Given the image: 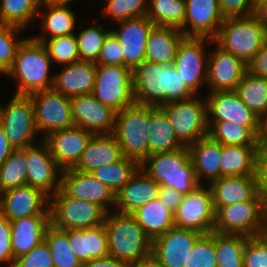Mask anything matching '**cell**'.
<instances>
[{"label": "cell", "mask_w": 267, "mask_h": 267, "mask_svg": "<svg viewBox=\"0 0 267 267\" xmlns=\"http://www.w3.org/2000/svg\"><path fill=\"white\" fill-rule=\"evenodd\" d=\"M249 237L215 232L217 267H244L243 252Z\"/></svg>", "instance_id": "obj_42"}, {"label": "cell", "mask_w": 267, "mask_h": 267, "mask_svg": "<svg viewBox=\"0 0 267 267\" xmlns=\"http://www.w3.org/2000/svg\"><path fill=\"white\" fill-rule=\"evenodd\" d=\"M209 187L215 211L222 206L252 200L261 192L257 176L221 177Z\"/></svg>", "instance_id": "obj_25"}, {"label": "cell", "mask_w": 267, "mask_h": 267, "mask_svg": "<svg viewBox=\"0 0 267 267\" xmlns=\"http://www.w3.org/2000/svg\"><path fill=\"white\" fill-rule=\"evenodd\" d=\"M128 267H162V266L157 262V260L152 255H150L144 259L129 264Z\"/></svg>", "instance_id": "obj_62"}, {"label": "cell", "mask_w": 267, "mask_h": 267, "mask_svg": "<svg viewBox=\"0 0 267 267\" xmlns=\"http://www.w3.org/2000/svg\"><path fill=\"white\" fill-rule=\"evenodd\" d=\"M256 176L262 193L267 194V147H258Z\"/></svg>", "instance_id": "obj_55"}, {"label": "cell", "mask_w": 267, "mask_h": 267, "mask_svg": "<svg viewBox=\"0 0 267 267\" xmlns=\"http://www.w3.org/2000/svg\"><path fill=\"white\" fill-rule=\"evenodd\" d=\"M266 41L267 29L254 15L224 19L213 38L215 45L234 54L247 65Z\"/></svg>", "instance_id": "obj_5"}, {"label": "cell", "mask_w": 267, "mask_h": 267, "mask_svg": "<svg viewBox=\"0 0 267 267\" xmlns=\"http://www.w3.org/2000/svg\"><path fill=\"white\" fill-rule=\"evenodd\" d=\"M40 0H0V23L26 29L38 17Z\"/></svg>", "instance_id": "obj_41"}, {"label": "cell", "mask_w": 267, "mask_h": 267, "mask_svg": "<svg viewBox=\"0 0 267 267\" xmlns=\"http://www.w3.org/2000/svg\"><path fill=\"white\" fill-rule=\"evenodd\" d=\"M158 198L173 214L181 203L183 194L175 189L160 186L158 191Z\"/></svg>", "instance_id": "obj_56"}, {"label": "cell", "mask_w": 267, "mask_h": 267, "mask_svg": "<svg viewBox=\"0 0 267 267\" xmlns=\"http://www.w3.org/2000/svg\"><path fill=\"white\" fill-rule=\"evenodd\" d=\"M91 94L116 112L135 104L133 70L123 65H96Z\"/></svg>", "instance_id": "obj_9"}, {"label": "cell", "mask_w": 267, "mask_h": 267, "mask_svg": "<svg viewBox=\"0 0 267 267\" xmlns=\"http://www.w3.org/2000/svg\"><path fill=\"white\" fill-rule=\"evenodd\" d=\"M27 168L25 148L13 150L0 165V193L27 185Z\"/></svg>", "instance_id": "obj_44"}, {"label": "cell", "mask_w": 267, "mask_h": 267, "mask_svg": "<svg viewBox=\"0 0 267 267\" xmlns=\"http://www.w3.org/2000/svg\"><path fill=\"white\" fill-rule=\"evenodd\" d=\"M174 215V226L210 234L214 230L215 210L212 192L204 184L194 191L184 194Z\"/></svg>", "instance_id": "obj_13"}, {"label": "cell", "mask_w": 267, "mask_h": 267, "mask_svg": "<svg viewBox=\"0 0 267 267\" xmlns=\"http://www.w3.org/2000/svg\"><path fill=\"white\" fill-rule=\"evenodd\" d=\"M186 16L179 29L185 37L213 39L224 21L218 0H185Z\"/></svg>", "instance_id": "obj_24"}, {"label": "cell", "mask_w": 267, "mask_h": 267, "mask_svg": "<svg viewBox=\"0 0 267 267\" xmlns=\"http://www.w3.org/2000/svg\"><path fill=\"white\" fill-rule=\"evenodd\" d=\"M10 222L14 259L40 245L44 241L46 229L51 224L50 215L28 216Z\"/></svg>", "instance_id": "obj_28"}, {"label": "cell", "mask_w": 267, "mask_h": 267, "mask_svg": "<svg viewBox=\"0 0 267 267\" xmlns=\"http://www.w3.org/2000/svg\"><path fill=\"white\" fill-rule=\"evenodd\" d=\"M247 66L252 74L267 78V41Z\"/></svg>", "instance_id": "obj_57"}, {"label": "cell", "mask_w": 267, "mask_h": 267, "mask_svg": "<svg viewBox=\"0 0 267 267\" xmlns=\"http://www.w3.org/2000/svg\"><path fill=\"white\" fill-rule=\"evenodd\" d=\"M44 241L49 246L54 267H82V262L75 256L68 241V230L48 226Z\"/></svg>", "instance_id": "obj_43"}, {"label": "cell", "mask_w": 267, "mask_h": 267, "mask_svg": "<svg viewBox=\"0 0 267 267\" xmlns=\"http://www.w3.org/2000/svg\"><path fill=\"white\" fill-rule=\"evenodd\" d=\"M208 136L222 145L258 146V137L245 126L229 121H207Z\"/></svg>", "instance_id": "obj_39"}, {"label": "cell", "mask_w": 267, "mask_h": 267, "mask_svg": "<svg viewBox=\"0 0 267 267\" xmlns=\"http://www.w3.org/2000/svg\"><path fill=\"white\" fill-rule=\"evenodd\" d=\"M243 264L244 267H267V247L257 237L246 240Z\"/></svg>", "instance_id": "obj_51"}, {"label": "cell", "mask_w": 267, "mask_h": 267, "mask_svg": "<svg viewBox=\"0 0 267 267\" xmlns=\"http://www.w3.org/2000/svg\"><path fill=\"white\" fill-rule=\"evenodd\" d=\"M14 260L11 249V222L0 214V267L1 263L12 267Z\"/></svg>", "instance_id": "obj_53"}, {"label": "cell", "mask_w": 267, "mask_h": 267, "mask_svg": "<svg viewBox=\"0 0 267 267\" xmlns=\"http://www.w3.org/2000/svg\"><path fill=\"white\" fill-rule=\"evenodd\" d=\"M149 155L158 152H171L184 145L175 135L174 128L166 114L158 107L149 106Z\"/></svg>", "instance_id": "obj_34"}, {"label": "cell", "mask_w": 267, "mask_h": 267, "mask_svg": "<svg viewBox=\"0 0 267 267\" xmlns=\"http://www.w3.org/2000/svg\"><path fill=\"white\" fill-rule=\"evenodd\" d=\"M52 63L69 65L80 61L75 33L58 36L42 42Z\"/></svg>", "instance_id": "obj_46"}, {"label": "cell", "mask_w": 267, "mask_h": 267, "mask_svg": "<svg viewBox=\"0 0 267 267\" xmlns=\"http://www.w3.org/2000/svg\"><path fill=\"white\" fill-rule=\"evenodd\" d=\"M108 212L104 220L109 256L128 265L152 253V240L132 214Z\"/></svg>", "instance_id": "obj_3"}, {"label": "cell", "mask_w": 267, "mask_h": 267, "mask_svg": "<svg viewBox=\"0 0 267 267\" xmlns=\"http://www.w3.org/2000/svg\"><path fill=\"white\" fill-rule=\"evenodd\" d=\"M97 20H94V24L85 27L75 35L80 61L96 63L100 56L101 48L104 40L110 33V30H105L103 25H99Z\"/></svg>", "instance_id": "obj_45"}, {"label": "cell", "mask_w": 267, "mask_h": 267, "mask_svg": "<svg viewBox=\"0 0 267 267\" xmlns=\"http://www.w3.org/2000/svg\"><path fill=\"white\" fill-rule=\"evenodd\" d=\"M50 221L62 230L104 224L107 212L98 204L67 195L61 188L49 198Z\"/></svg>", "instance_id": "obj_8"}, {"label": "cell", "mask_w": 267, "mask_h": 267, "mask_svg": "<svg viewBox=\"0 0 267 267\" xmlns=\"http://www.w3.org/2000/svg\"><path fill=\"white\" fill-rule=\"evenodd\" d=\"M12 267H54L49 246L43 241L28 253L16 258Z\"/></svg>", "instance_id": "obj_50"}, {"label": "cell", "mask_w": 267, "mask_h": 267, "mask_svg": "<svg viewBox=\"0 0 267 267\" xmlns=\"http://www.w3.org/2000/svg\"><path fill=\"white\" fill-rule=\"evenodd\" d=\"M137 104L160 107L173 101L187 100L195 94L178 75L173 64L143 61L133 70Z\"/></svg>", "instance_id": "obj_1"}, {"label": "cell", "mask_w": 267, "mask_h": 267, "mask_svg": "<svg viewBox=\"0 0 267 267\" xmlns=\"http://www.w3.org/2000/svg\"><path fill=\"white\" fill-rule=\"evenodd\" d=\"M27 185L41 190L49 198L61 188L62 169L52 157L48 145L39 141L25 148Z\"/></svg>", "instance_id": "obj_15"}, {"label": "cell", "mask_w": 267, "mask_h": 267, "mask_svg": "<svg viewBox=\"0 0 267 267\" xmlns=\"http://www.w3.org/2000/svg\"><path fill=\"white\" fill-rule=\"evenodd\" d=\"M41 6L43 9L45 8L44 12L41 10ZM37 15L42 17V28L45 33L42 30V34L32 37L34 40L42 43L44 40L53 37L74 34L76 14L71 7L41 4ZM45 34L49 36H45Z\"/></svg>", "instance_id": "obj_35"}, {"label": "cell", "mask_w": 267, "mask_h": 267, "mask_svg": "<svg viewBox=\"0 0 267 267\" xmlns=\"http://www.w3.org/2000/svg\"><path fill=\"white\" fill-rule=\"evenodd\" d=\"M13 150V147L10 145L2 126L0 125V165H2Z\"/></svg>", "instance_id": "obj_59"}, {"label": "cell", "mask_w": 267, "mask_h": 267, "mask_svg": "<svg viewBox=\"0 0 267 267\" xmlns=\"http://www.w3.org/2000/svg\"><path fill=\"white\" fill-rule=\"evenodd\" d=\"M258 147H267V114L260 119Z\"/></svg>", "instance_id": "obj_61"}, {"label": "cell", "mask_w": 267, "mask_h": 267, "mask_svg": "<svg viewBox=\"0 0 267 267\" xmlns=\"http://www.w3.org/2000/svg\"><path fill=\"white\" fill-rule=\"evenodd\" d=\"M187 267H217L214 231L196 240L188 253Z\"/></svg>", "instance_id": "obj_49"}, {"label": "cell", "mask_w": 267, "mask_h": 267, "mask_svg": "<svg viewBox=\"0 0 267 267\" xmlns=\"http://www.w3.org/2000/svg\"><path fill=\"white\" fill-rule=\"evenodd\" d=\"M124 157L113 134L93 135L74 170L90 173L94 169L116 163Z\"/></svg>", "instance_id": "obj_29"}, {"label": "cell", "mask_w": 267, "mask_h": 267, "mask_svg": "<svg viewBox=\"0 0 267 267\" xmlns=\"http://www.w3.org/2000/svg\"><path fill=\"white\" fill-rule=\"evenodd\" d=\"M191 161L195 169L198 182L203 184V179L211 183L220 179V158L222 144L205 136L188 146Z\"/></svg>", "instance_id": "obj_31"}, {"label": "cell", "mask_w": 267, "mask_h": 267, "mask_svg": "<svg viewBox=\"0 0 267 267\" xmlns=\"http://www.w3.org/2000/svg\"><path fill=\"white\" fill-rule=\"evenodd\" d=\"M132 215L153 241L174 226V215L157 197L138 208Z\"/></svg>", "instance_id": "obj_36"}, {"label": "cell", "mask_w": 267, "mask_h": 267, "mask_svg": "<svg viewBox=\"0 0 267 267\" xmlns=\"http://www.w3.org/2000/svg\"><path fill=\"white\" fill-rule=\"evenodd\" d=\"M96 76V63L79 61L65 65L54 74L53 89L65 97L72 98L91 94Z\"/></svg>", "instance_id": "obj_27"}, {"label": "cell", "mask_w": 267, "mask_h": 267, "mask_svg": "<svg viewBox=\"0 0 267 267\" xmlns=\"http://www.w3.org/2000/svg\"><path fill=\"white\" fill-rule=\"evenodd\" d=\"M119 41L110 32L104 40L96 65H123V53Z\"/></svg>", "instance_id": "obj_52"}, {"label": "cell", "mask_w": 267, "mask_h": 267, "mask_svg": "<svg viewBox=\"0 0 267 267\" xmlns=\"http://www.w3.org/2000/svg\"><path fill=\"white\" fill-rule=\"evenodd\" d=\"M103 17L110 16L114 22L125 21L131 18L143 17L147 15L148 0H107ZM103 13V14H102Z\"/></svg>", "instance_id": "obj_48"}, {"label": "cell", "mask_w": 267, "mask_h": 267, "mask_svg": "<svg viewBox=\"0 0 267 267\" xmlns=\"http://www.w3.org/2000/svg\"><path fill=\"white\" fill-rule=\"evenodd\" d=\"M94 134L81 127L73 126L55 131L43 141L48 145L52 157L62 169L73 168Z\"/></svg>", "instance_id": "obj_23"}, {"label": "cell", "mask_w": 267, "mask_h": 267, "mask_svg": "<svg viewBox=\"0 0 267 267\" xmlns=\"http://www.w3.org/2000/svg\"><path fill=\"white\" fill-rule=\"evenodd\" d=\"M34 106L36 130L43 140L49 134L74 126L70 98L53 88L29 95ZM44 136V137H43Z\"/></svg>", "instance_id": "obj_12"}, {"label": "cell", "mask_w": 267, "mask_h": 267, "mask_svg": "<svg viewBox=\"0 0 267 267\" xmlns=\"http://www.w3.org/2000/svg\"><path fill=\"white\" fill-rule=\"evenodd\" d=\"M0 125L14 150L35 145L38 132L30 97L13 95L8 104L0 106Z\"/></svg>", "instance_id": "obj_11"}, {"label": "cell", "mask_w": 267, "mask_h": 267, "mask_svg": "<svg viewBox=\"0 0 267 267\" xmlns=\"http://www.w3.org/2000/svg\"><path fill=\"white\" fill-rule=\"evenodd\" d=\"M72 1L74 0H40V3L48 5L70 6L69 4L72 3Z\"/></svg>", "instance_id": "obj_64"}, {"label": "cell", "mask_w": 267, "mask_h": 267, "mask_svg": "<svg viewBox=\"0 0 267 267\" xmlns=\"http://www.w3.org/2000/svg\"><path fill=\"white\" fill-rule=\"evenodd\" d=\"M256 237L267 247V219L259 229Z\"/></svg>", "instance_id": "obj_63"}, {"label": "cell", "mask_w": 267, "mask_h": 267, "mask_svg": "<svg viewBox=\"0 0 267 267\" xmlns=\"http://www.w3.org/2000/svg\"><path fill=\"white\" fill-rule=\"evenodd\" d=\"M203 97H191L187 100L173 101L159 108L169 118L176 137L189 146L208 136L207 107Z\"/></svg>", "instance_id": "obj_10"}, {"label": "cell", "mask_w": 267, "mask_h": 267, "mask_svg": "<svg viewBox=\"0 0 267 267\" xmlns=\"http://www.w3.org/2000/svg\"><path fill=\"white\" fill-rule=\"evenodd\" d=\"M0 214L9 221L34 215H50L49 197L30 185L0 193Z\"/></svg>", "instance_id": "obj_19"}, {"label": "cell", "mask_w": 267, "mask_h": 267, "mask_svg": "<svg viewBox=\"0 0 267 267\" xmlns=\"http://www.w3.org/2000/svg\"><path fill=\"white\" fill-rule=\"evenodd\" d=\"M51 65L44 45L30 36L19 46L12 66L4 75L17 81L14 95L29 96L53 87Z\"/></svg>", "instance_id": "obj_2"}, {"label": "cell", "mask_w": 267, "mask_h": 267, "mask_svg": "<svg viewBox=\"0 0 267 267\" xmlns=\"http://www.w3.org/2000/svg\"><path fill=\"white\" fill-rule=\"evenodd\" d=\"M119 30L110 32L119 41L123 53V66L134 70L145 61L146 44L150 31L155 26L147 16L117 22Z\"/></svg>", "instance_id": "obj_17"}, {"label": "cell", "mask_w": 267, "mask_h": 267, "mask_svg": "<svg viewBox=\"0 0 267 267\" xmlns=\"http://www.w3.org/2000/svg\"><path fill=\"white\" fill-rule=\"evenodd\" d=\"M258 146L222 145L220 178L256 176Z\"/></svg>", "instance_id": "obj_33"}, {"label": "cell", "mask_w": 267, "mask_h": 267, "mask_svg": "<svg viewBox=\"0 0 267 267\" xmlns=\"http://www.w3.org/2000/svg\"><path fill=\"white\" fill-rule=\"evenodd\" d=\"M155 26L180 29L186 16L185 0H148L146 15Z\"/></svg>", "instance_id": "obj_38"}, {"label": "cell", "mask_w": 267, "mask_h": 267, "mask_svg": "<svg viewBox=\"0 0 267 267\" xmlns=\"http://www.w3.org/2000/svg\"><path fill=\"white\" fill-rule=\"evenodd\" d=\"M266 216H267V194H266Z\"/></svg>", "instance_id": "obj_66"}, {"label": "cell", "mask_w": 267, "mask_h": 267, "mask_svg": "<svg viewBox=\"0 0 267 267\" xmlns=\"http://www.w3.org/2000/svg\"><path fill=\"white\" fill-rule=\"evenodd\" d=\"M82 267H128V264L114 257L107 256L104 258L93 259L89 262L83 263Z\"/></svg>", "instance_id": "obj_58"}, {"label": "cell", "mask_w": 267, "mask_h": 267, "mask_svg": "<svg viewBox=\"0 0 267 267\" xmlns=\"http://www.w3.org/2000/svg\"><path fill=\"white\" fill-rule=\"evenodd\" d=\"M207 42L214 43L213 39L208 37H185L172 63L178 75L194 94L202 84H207L208 54L204 47Z\"/></svg>", "instance_id": "obj_14"}, {"label": "cell", "mask_w": 267, "mask_h": 267, "mask_svg": "<svg viewBox=\"0 0 267 267\" xmlns=\"http://www.w3.org/2000/svg\"><path fill=\"white\" fill-rule=\"evenodd\" d=\"M139 168L140 164L137 161L124 156L116 163L94 169L90 174L116 195Z\"/></svg>", "instance_id": "obj_40"}, {"label": "cell", "mask_w": 267, "mask_h": 267, "mask_svg": "<svg viewBox=\"0 0 267 267\" xmlns=\"http://www.w3.org/2000/svg\"><path fill=\"white\" fill-rule=\"evenodd\" d=\"M68 241L72 252L82 263L109 256L104 224L91 228L68 229Z\"/></svg>", "instance_id": "obj_30"}, {"label": "cell", "mask_w": 267, "mask_h": 267, "mask_svg": "<svg viewBox=\"0 0 267 267\" xmlns=\"http://www.w3.org/2000/svg\"><path fill=\"white\" fill-rule=\"evenodd\" d=\"M220 12L224 19L248 17L253 15L254 7L250 0H218Z\"/></svg>", "instance_id": "obj_54"}, {"label": "cell", "mask_w": 267, "mask_h": 267, "mask_svg": "<svg viewBox=\"0 0 267 267\" xmlns=\"http://www.w3.org/2000/svg\"><path fill=\"white\" fill-rule=\"evenodd\" d=\"M61 189L71 197L98 204L107 213L115 206V194L90 173L62 170Z\"/></svg>", "instance_id": "obj_22"}, {"label": "cell", "mask_w": 267, "mask_h": 267, "mask_svg": "<svg viewBox=\"0 0 267 267\" xmlns=\"http://www.w3.org/2000/svg\"><path fill=\"white\" fill-rule=\"evenodd\" d=\"M253 15L267 29V0L260 2L254 7Z\"/></svg>", "instance_id": "obj_60"}, {"label": "cell", "mask_w": 267, "mask_h": 267, "mask_svg": "<svg viewBox=\"0 0 267 267\" xmlns=\"http://www.w3.org/2000/svg\"><path fill=\"white\" fill-rule=\"evenodd\" d=\"M74 126L81 127L94 135L112 134L116 111L102 104L92 94L70 98Z\"/></svg>", "instance_id": "obj_18"}, {"label": "cell", "mask_w": 267, "mask_h": 267, "mask_svg": "<svg viewBox=\"0 0 267 267\" xmlns=\"http://www.w3.org/2000/svg\"><path fill=\"white\" fill-rule=\"evenodd\" d=\"M201 235L173 227L152 241L151 255L162 267H187L188 253Z\"/></svg>", "instance_id": "obj_20"}, {"label": "cell", "mask_w": 267, "mask_h": 267, "mask_svg": "<svg viewBox=\"0 0 267 267\" xmlns=\"http://www.w3.org/2000/svg\"><path fill=\"white\" fill-rule=\"evenodd\" d=\"M22 30L24 29L0 23V74L4 75L12 66L19 46L26 39L17 38Z\"/></svg>", "instance_id": "obj_47"}, {"label": "cell", "mask_w": 267, "mask_h": 267, "mask_svg": "<svg viewBox=\"0 0 267 267\" xmlns=\"http://www.w3.org/2000/svg\"><path fill=\"white\" fill-rule=\"evenodd\" d=\"M184 38V34L177 28L154 26L147 39L145 60L157 64H172Z\"/></svg>", "instance_id": "obj_32"}, {"label": "cell", "mask_w": 267, "mask_h": 267, "mask_svg": "<svg viewBox=\"0 0 267 267\" xmlns=\"http://www.w3.org/2000/svg\"><path fill=\"white\" fill-rule=\"evenodd\" d=\"M253 7L257 6L260 2L264 0H250Z\"/></svg>", "instance_id": "obj_65"}, {"label": "cell", "mask_w": 267, "mask_h": 267, "mask_svg": "<svg viewBox=\"0 0 267 267\" xmlns=\"http://www.w3.org/2000/svg\"><path fill=\"white\" fill-rule=\"evenodd\" d=\"M149 106L132 104L116 112L113 135L125 157L141 164L149 156Z\"/></svg>", "instance_id": "obj_6"}, {"label": "cell", "mask_w": 267, "mask_h": 267, "mask_svg": "<svg viewBox=\"0 0 267 267\" xmlns=\"http://www.w3.org/2000/svg\"><path fill=\"white\" fill-rule=\"evenodd\" d=\"M205 100L207 121H229L245 126L258 137L260 118L242 102L235 91L209 92Z\"/></svg>", "instance_id": "obj_16"}, {"label": "cell", "mask_w": 267, "mask_h": 267, "mask_svg": "<svg viewBox=\"0 0 267 267\" xmlns=\"http://www.w3.org/2000/svg\"><path fill=\"white\" fill-rule=\"evenodd\" d=\"M215 47L208 53L206 87L209 92L235 91L248 66L234 54Z\"/></svg>", "instance_id": "obj_21"}, {"label": "cell", "mask_w": 267, "mask_h": 267, "mask_svg": "<svg viewBox=\"0 0 267 267\" xmlns=\"http://www.w3.org/2000/svg\"><path fill=\"white\" fill-rule=\"evenodd\" d=\"M140 169L160 186L175 189L183 195L201 185L195 175L188 146L150 154L140 164Z\"/></svg>", "instance_id": "obj_4"}, {"label": "cell", "mask_w": 267, "mask_h": 267, "mask_svg": "<svg viewBox=\"0 0 267 267\" xmlns=\"http://www.w3.org/2000/svg\"><path fill=\"white\" fill-rule=\"evenodd\" d=\"M235 92L260 119L267 114V78L254 75L247 70Z\"/></svg>", "instance_id": "obj_37"}, {"label": "cell", "mask_w": 267, "mask_h": 267, "mask_svg": "<svg viewBox=\"0 0 267 267\" xmlns=\"http://www.w3.org/2000/svg\"><path fill=\"white\" fill-rule=\"evenodd\" d=\"M160 185L140 168L115 195V211L132 214L158 197Z\"/></svg>", "instance_id": "obj_26"}, {"label": "cell", "mask_w": 267, "mask_h": 267, "mask_svg": "<svg viewBox=\"0 0 267 267\" xmlns=\"http://www.w3.org/2000/svg\"><path fill=\"white\" fill-rule=\"evenodd\" d=\"M266 219V195L260 192L252 200L218 208L213 231L256 237Z\"/></svg>", "instance_id": "obj_7"}]
</instances>
